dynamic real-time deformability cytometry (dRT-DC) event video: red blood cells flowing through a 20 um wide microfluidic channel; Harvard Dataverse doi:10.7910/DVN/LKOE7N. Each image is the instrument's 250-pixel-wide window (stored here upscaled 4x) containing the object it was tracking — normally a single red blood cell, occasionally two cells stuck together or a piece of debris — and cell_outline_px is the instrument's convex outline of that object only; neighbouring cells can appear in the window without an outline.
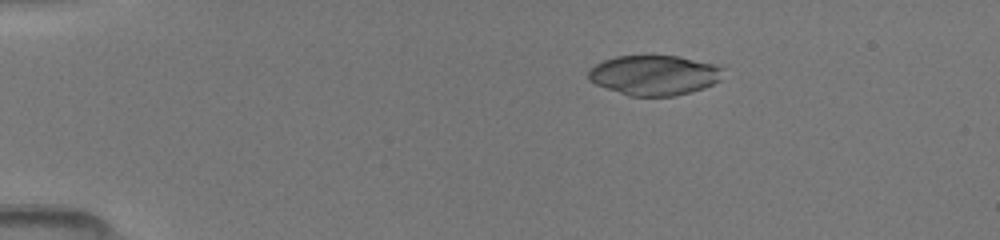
{"species": "common noctule bat (a hibernating species)", "species_latin": "Nyctalus noctula", "temperature_condition": "room temperature", "stored_images_in_passage": 15, "camera_frame_rate_fps": 3000, "um_per_image_px": 0.085, "animal": {"sex": "female", "body_mass_g": 19.5, "forearm_length_mm": 54.1}, "frame": {"image": 1, "passage_image": 7, "time_ms": 2.667, "image_size_px": [1000, 240], "cell_outline_px": [[724, 68], [720, 80], [704, 88], [676, 96], [628, 96], [596, 84], [588, 80], [588, 68], [604, 60], [616, 56], [652, 52], [680, 56], [724, 64]], "centroid_in_image_um": [55.65, 6.33], "position_along_channel_um": 29.3, "area_um2": 32.83}}